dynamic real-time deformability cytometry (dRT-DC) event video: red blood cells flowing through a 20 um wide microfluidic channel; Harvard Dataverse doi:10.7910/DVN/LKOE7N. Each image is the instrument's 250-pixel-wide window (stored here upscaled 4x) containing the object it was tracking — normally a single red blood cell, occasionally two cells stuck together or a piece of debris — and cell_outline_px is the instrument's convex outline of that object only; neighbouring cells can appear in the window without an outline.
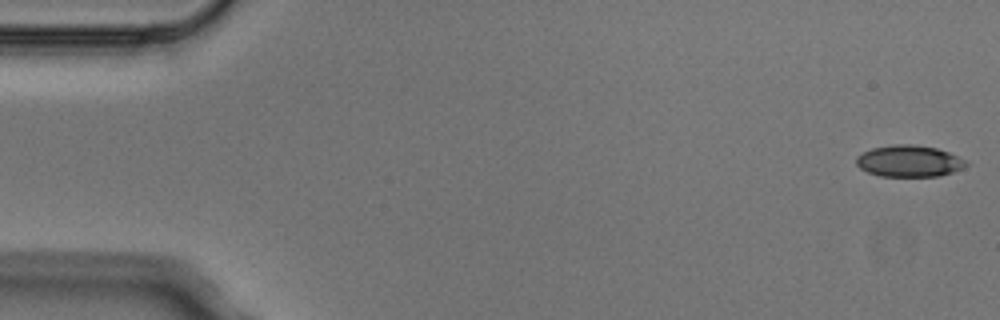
{"species": "Egyptian fruit bat (a non-hibernating species)", "species_latin": "Rousettus aegyptiacus", "temperature_condition": "cold", "stored_images_in_passage": 4, "camera_frame_rate_fps": 3000, "um_per_image_px": 0.085, "animal": {"sex": "male"}, "frame": {"image": 1, "passage_image": 1, "time_ms": 0.0, "image_size_px": [1000, 320], "cell_outline_px": [[968, 164], [964, 168], [940, 176], [880, 176], [868, 172], [860, 168], [856, 164], [856, 156], [872, 148], [892, 144], [912, 144], [936, 148], [948, 152], [964, 160]], "centroid_in_image_um": [77.25, 13.69], "position_along_channel_um": 7.7, "area_um2": 20.11}}
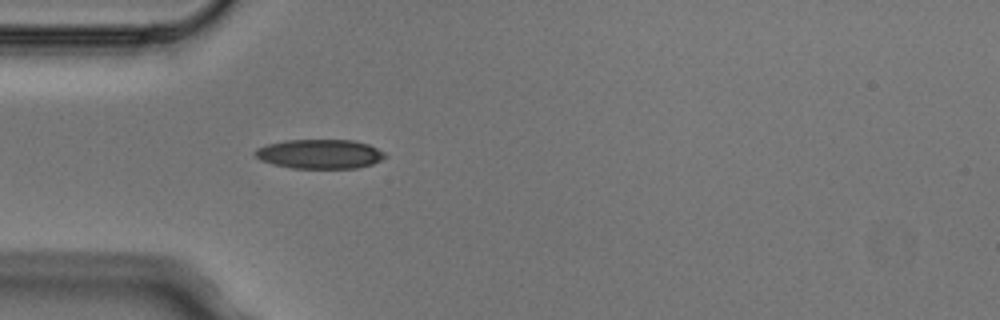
{"frame": {"image": 2, "passage_image": 4, "time_ms": 1.0, "image_size_px": [1000, 320], "cell_outline_px": [[388, 156], [372, 164], [356, 168], [292, 168], [272, 164], [260, 160], [252, 152], [256, 148], [268, 144], [284, 140], [352, 140], [368, 144], [384, 152]], "centroid_in_image_um": [27.16, 13.09], "position_along_channel_um": 57.8, "area_um2": 22.25}}